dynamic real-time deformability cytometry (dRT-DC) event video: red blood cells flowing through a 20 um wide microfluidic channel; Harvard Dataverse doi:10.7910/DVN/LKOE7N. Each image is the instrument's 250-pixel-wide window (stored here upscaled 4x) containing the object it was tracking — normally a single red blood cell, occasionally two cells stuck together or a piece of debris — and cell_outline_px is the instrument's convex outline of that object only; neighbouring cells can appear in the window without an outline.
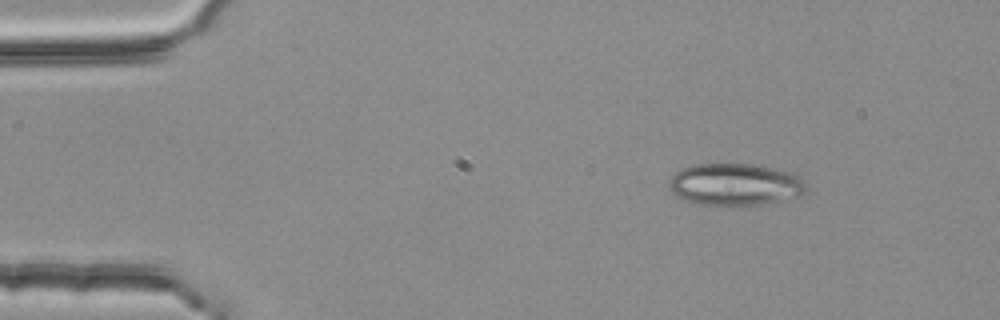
{"species": "common noctule bat (a hibernating species)", "species_latin": "Nyctalus noctula", "temperature_condition": "room temperature", "stored_images_in_passage": 2, "camera_frame_rate_fps": 3000, "um_per_image_px": 0.085, "animal": {"sex": "female", "body_mass_g": 25.1}, "frame": {"image": 1, "passage_image": 1, "time_ms": 0.0, "image_size_px": [1000, 320], "cell_outline_px": [[808, 188], [804, 192], [796, 196], [760, 204], [700, 204], [676, 196], [672, 192], [672, 176], [680, 168], [692, 164], [756, 164], [792, 172], [804, 180]], "centroid_in_image_um": [62.51, 15.64], "position_along_channel_um": 22.5, "area_um2": 33.0}}